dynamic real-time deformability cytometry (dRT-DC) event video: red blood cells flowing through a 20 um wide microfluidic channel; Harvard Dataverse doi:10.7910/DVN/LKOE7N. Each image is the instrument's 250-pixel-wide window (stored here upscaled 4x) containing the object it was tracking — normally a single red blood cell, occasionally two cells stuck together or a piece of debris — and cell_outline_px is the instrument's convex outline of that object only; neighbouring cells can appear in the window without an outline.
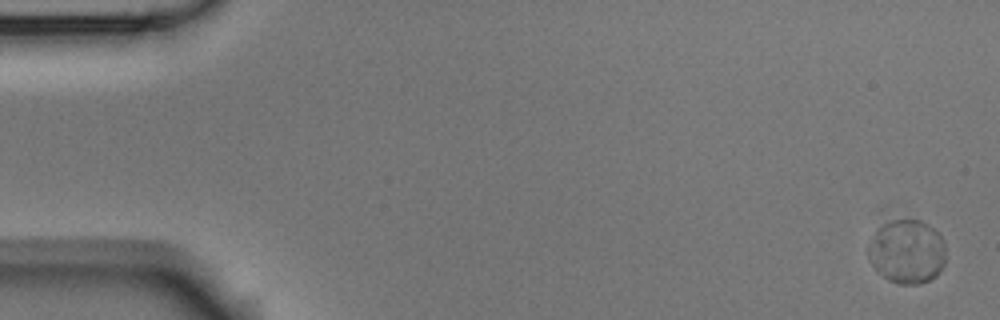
{"species": "Egyptian fruit bat (a non-hibernating species)", "species_latin": "Rousettus aegyptiacus", "temperature_condition": "room temperature", "stored_images_in_passage": 58, "camera_frame_rate_fps": 3000, "um_per_image_px": 0.085, "animal": {"sex": "male"}, "frame": {"image": 1, "passage_image": 1, "time_ms": 0.0, "image_size_px": [1000, 320], "cell_outline_px": [[944, 264], [940, 272], [936, 276], [920, 284], [900, 284], [888, 280], [872, 264], [868, 256], [868, 244], [876, 232], [884, 224], [892, 220], [916, 220], [928, 224], [944, 240]], "centroid_in_image_um": [77.1, 21.4], "position_along_channel_um": 7.9, "area_um2": 28.5}}
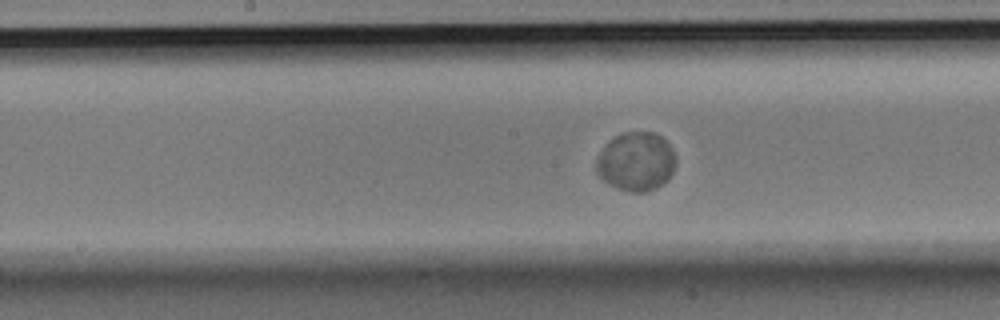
{"frame": {"image": 2, "passage_image": 29, "time_ms": 9.333, "image_size_px": [1000, 320], "cell_outline_px": [[676, 164], [668, 180], [656, 188], [644, 192], [632, 192], [616, 188], [608, 184], [596, 172], [596, 160], [600, 152], [616, 136], [624, 132], [652, 132], [660, 136], [672, 148], [676, 156]], "centroid_in_image_um": [54.09, 13.75], "position_along_channel_um": 194.1, "area_um2": 27.11}}
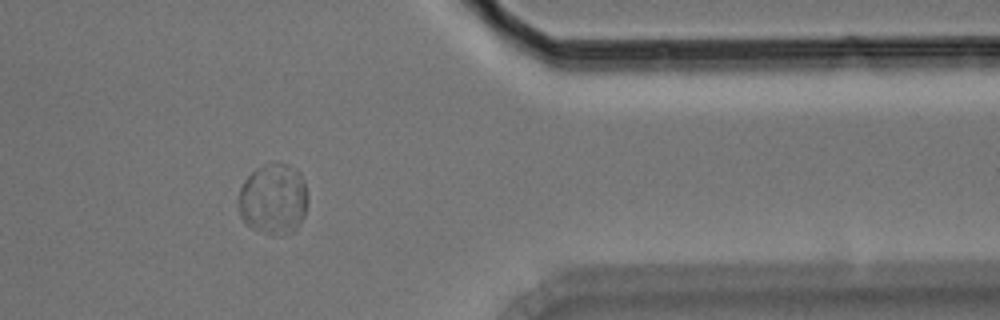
{"frame": {"image": 3, "passage_image": 47, "time_ms": 15.333, "image_size_px": [1000, 320], "cell_outline_px": [[308, 200], [304, 216], [296, 228], [272, 232], [268, 232], [252, 228], [240, 216], [240, 188], [244, 180], [256, 168], [272, 164], [288, 164], [304, 180], [308, 196]], "centroid_in_image_um": [23.24, 16.87], "position_along_channel_um": 388.2, "area_um2": 27.4}, "authors_computed_cell_mechanics": {"area_um2": 27.744, "velocity_mm_per_s": 3.508, "shape_relaxation_time_tau1_ms": 1.8221, "shape_relaxation_time_tau2_ms": null, "deformation_change_tau1": 0.0435, "deformation_change_tau2": null}}